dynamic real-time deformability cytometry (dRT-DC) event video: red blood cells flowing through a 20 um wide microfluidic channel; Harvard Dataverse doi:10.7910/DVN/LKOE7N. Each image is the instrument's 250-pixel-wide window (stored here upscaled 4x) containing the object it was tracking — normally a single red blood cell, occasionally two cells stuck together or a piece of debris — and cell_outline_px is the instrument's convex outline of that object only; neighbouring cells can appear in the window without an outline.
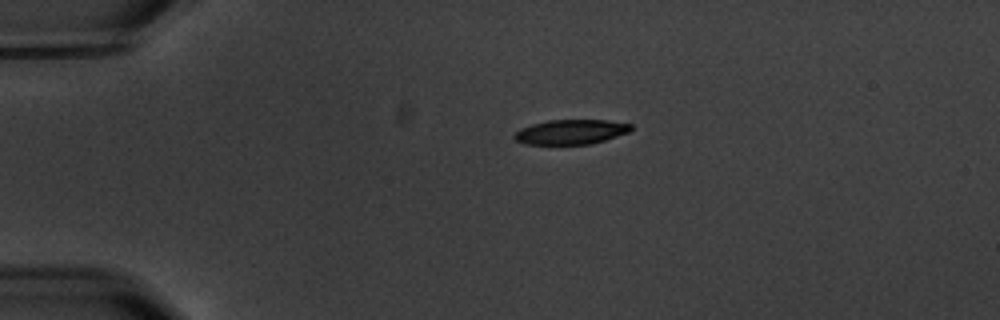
{"species": "common noctule bat (a hibernating species)", "species_latin": "Nyctalus noctula", "temperature_condition": "warm", "stored_images_in_passage": 3, "camera_frame_rate_fps": 3000, "um_per_image_px": 0.085, "animal": {"sex": "male", "body_mass_g": 20.1, "forearm_length_mm": 53.5}, "frame": {"image": 1, "passage_image": 1, "time_ms": 0.0, "image_size_px": [1000, 320], "cell_outline_px": [[632, 128], [628, 132], [604, 140], [588, 144], [524, 144], [516, 140], [512, 136], [520, 128], [532, 124], [548, 120], [608, 120], [632, 124]], "centroid_in_image_um": [48.5, 11.2], "position_along_channel_um": 36.5, "area_um2": 16.7}}
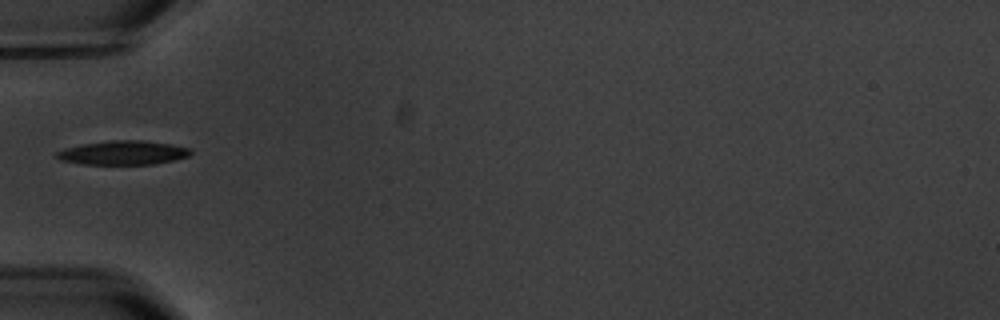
{"frame": {"image": 2, "passage_image": 3, "time_ms": 2.333, "image_size_px": [1000, 320], "cell_outline_px": [[192, 152], [188, 156], [156, 164], [80, 164], [60, 160], [56, 156], [56, 152], [64, 148], [84, 144], [112, 140], [144, 140], [172, 144], [192, 148]], "centroid_in_image_um": [10.48, 12.98], "position_along_channel_um": 74.5, "area_um2": 18.79}}